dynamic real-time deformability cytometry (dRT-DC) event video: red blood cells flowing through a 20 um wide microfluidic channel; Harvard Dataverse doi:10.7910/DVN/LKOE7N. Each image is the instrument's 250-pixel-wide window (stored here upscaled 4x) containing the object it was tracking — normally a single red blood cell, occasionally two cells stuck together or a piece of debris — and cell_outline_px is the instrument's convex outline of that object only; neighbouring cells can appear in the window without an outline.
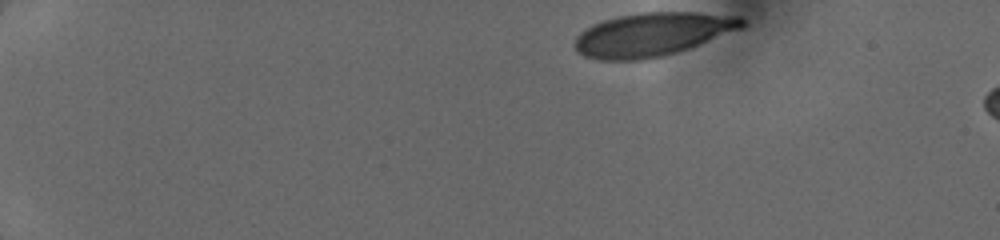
{"species": "human", "species_latin": "Homo sapiens", "temperature_condition": "cold", "stored_images_in_passage": 13, "camera_frame_rate_fps": 3000, "um_per_image_px": 0.085, "donor": {"sex": "female"}, "frame": {"image": 1, "passage_image": 1, "time_ms": 0.0, "image_size_px": [1000, 240], "cell_outline_px": [[748, 24], [744, 28], [688, 48], [664, 56], [644, 60], [596, 60], [584, 56], [576, 52], [572, 44], [576, 36], [580, 32], [592, 24], [616, 16], [640, 12], [700, 12], [740, 16]], "centroid_in_image_um": [55.44, 2.92], "position_along_channel_um": 29.6, "area_um2": 43.0}}